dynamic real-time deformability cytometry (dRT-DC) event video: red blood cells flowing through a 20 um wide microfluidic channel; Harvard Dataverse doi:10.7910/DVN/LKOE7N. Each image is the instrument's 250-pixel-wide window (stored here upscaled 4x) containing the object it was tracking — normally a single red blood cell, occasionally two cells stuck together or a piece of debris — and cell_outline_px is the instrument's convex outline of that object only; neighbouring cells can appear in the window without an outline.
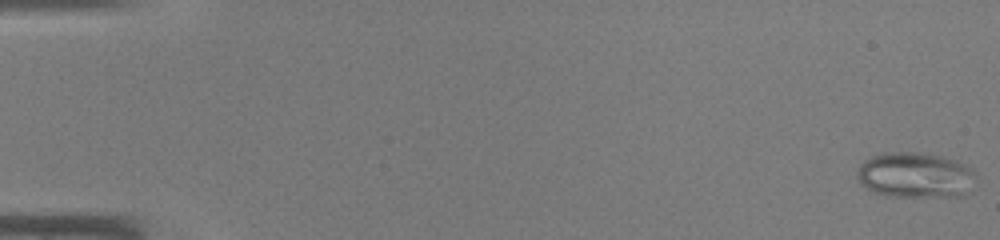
{"species": "common noctule bat (a hibernating species)", "species_latin": "Nyctalus noctula", "temperature_condition": "warm", "stored_images_in_passage": 46, "segment_of_instrument_passage": [1, 2], "camera_frame_rate_fps": 3000, "um_per_image_px": 0.085, "animal": {"sex": "male", "body_mass_g": 19.0, "forearm_length_mm": 50.8}, "frame": {"image": 1, "passage_image": 1, "time_ms": 0.0, "image_size_px": [1000, 240], "cell_outline_px": [[976, 176], [960, 196], [888, 196], [876, 192], [860, 184], [856, 176], [856, 172], [860, 164], [864, 160], [872, 156], [884, 152], [920, 152], [940, 156], [956, 160], [972, 168]], "centroid_in_image_um": [77.73, 14.86], "position_along_channel_um": 7.3, "area_um2": 31.21}}